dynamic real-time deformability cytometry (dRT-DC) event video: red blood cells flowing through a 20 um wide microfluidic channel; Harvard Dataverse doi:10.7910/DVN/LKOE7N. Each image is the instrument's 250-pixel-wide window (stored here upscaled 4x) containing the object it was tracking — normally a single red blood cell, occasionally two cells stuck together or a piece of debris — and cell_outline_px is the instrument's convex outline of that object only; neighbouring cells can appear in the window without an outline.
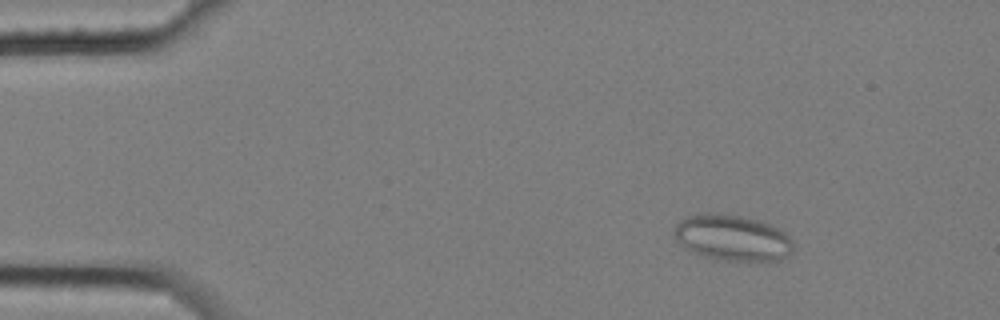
{"species": "common noctule bat (a hibernating species)", "species_latin": "Nyctalus noctula", "temperature_condition": "cold", "stored_images_in_passage": 8, "camera_frame_rate_fps": 3000, "um_per_image_px": 0.085, "animal": {"sex": "female", "body_mass_g": 25.1}, "frame": {"image": 1, "passage_image": 3, "time_ms": 0.667, "image_size_px": [1000, 320], "cell_outline_px": [[792, 252], [788, 256], [780, 260], [716, 260], [692, 252], [684, 248], [676, 240], [672, 232], [672, 228], [684, 216], [700, 212], [708, 212], [740, 216], [760, 220], [780, 228], [792, 240]], "centroid_in_image_um": [62.2, 20.19], "position_along_channel_um": 22.8, "area_um2": 32.37}}
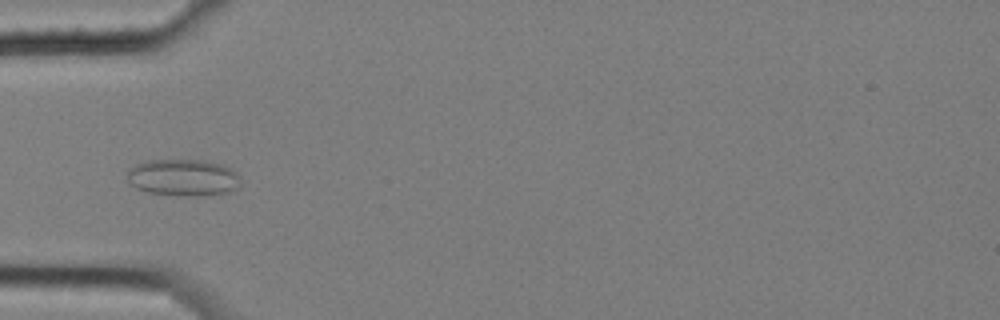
{"frame": {"image": 2, "passage_image": 6, "time_ms": 1.667, "image_size_px": [1000, 320], "cell_outline_px": [[240, 188], [232, 192], [208, 196], [176, 196], [148, 192], [136, 188], [128, 180], [128, 168], [136, 164], [148, 160], [204, 160], [220, 164], [232, 168], [240, 176]], "centroid_in_image_um": [15.63, 15.11], "position_along_channel_um": 69.4, "area_um2": 24.85}}
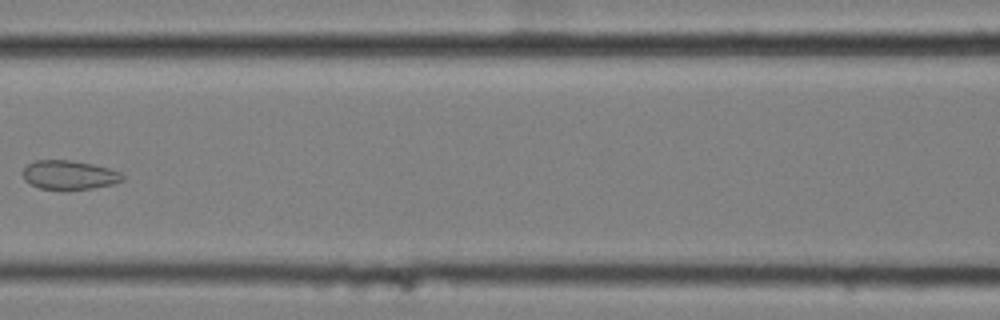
{"frame": {"image": 3, "passage_image": 8, "time_ms": 2.333, "image_size_px": [1000, 320], "cell_outline_px": [[124, 180], [112, 184], [92, 188], [64, 192], [40, 188], [24, 180], [24, 168], [28, 164], [36, 160], [72, 160], [92, 164], [108, 168], [120, 172], [124, 176]], "centroid_in_image_um": [5.89, 14.9], "position_along_channel_um": 160.7, "area_um2": 17.17}}